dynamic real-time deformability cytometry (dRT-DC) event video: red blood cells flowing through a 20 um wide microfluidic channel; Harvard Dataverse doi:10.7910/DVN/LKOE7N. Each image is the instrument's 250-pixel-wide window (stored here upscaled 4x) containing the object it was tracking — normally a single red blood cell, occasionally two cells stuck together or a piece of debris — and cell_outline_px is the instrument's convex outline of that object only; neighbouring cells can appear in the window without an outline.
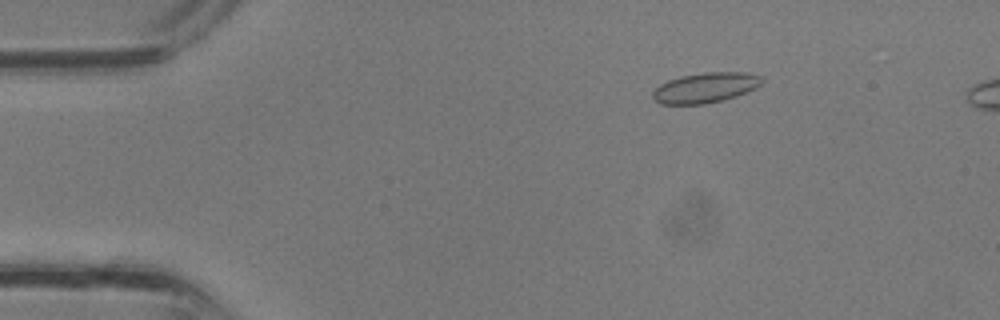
{"species": "common noctule bat (a hibernating species)", "species_latin": "Nyctalus noctula", "temperature_condition": "room temperature", "stored_images_in_passage": 32, "camera_frame_rate_fps": 3000, "um_per_image_px": 0.085, "animal": {"sex": "male", "body_mass_g": 13.3}, "frame": {"image": 1, "passage_image": 2, "time_ms": 0.333, "image_size_px": [1000, 320], "cell_outline_px": [[764, 80], [756, 88], [736, 96], [704, 104], [660, 104], [652, 100], [652, 92], [660, 84], [668, 80], [680, 76], [704, 72], [748, 72], [760, 76]], "centroid_in_image_um": [59.93, 7.45], "position_along_channel_um": 25.1, "area_um2": 19.25}}
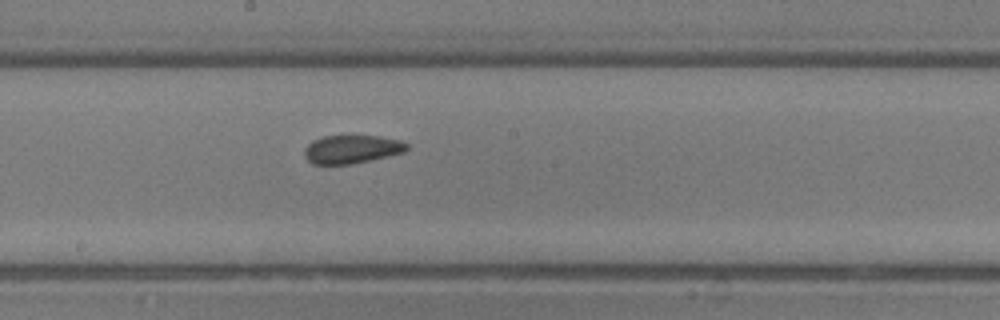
{"frame": {"image": 2, "passage_image": 16, "time_ms": 5.0, "image_size_px": [1000, 320], "cell_outline_px": [[408, 148], [404, 152], [388, 156], [352, 164], [312, 164], [304, 156], [304, 148], [312, 140], [324, 136], [380, 136], [400, 140], [408, 144]], "centroid_in_image_um": [29.89, 12.68], "position_along_channel_um": 218.3, "area_um2": 16.94}}
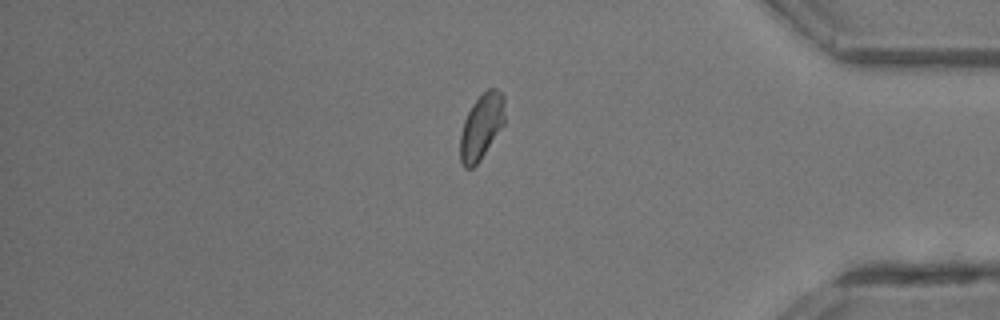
{"frame": {"image": 3, "passage_image": 27, "time_ms": 8.667, "image_size_px": [1000, 320], "cell_outline_px": [[504, 124], [480, 160], [472, 168], [464, 168], [460, 160], [460, 132], [464, 120], [472, 104], [488, 88], [496, 88], [504, 92]], "centroid_in_image_um": [40.92, 10.74], "position_along_channel_um": 394.3, "area_um2": 17.05}}